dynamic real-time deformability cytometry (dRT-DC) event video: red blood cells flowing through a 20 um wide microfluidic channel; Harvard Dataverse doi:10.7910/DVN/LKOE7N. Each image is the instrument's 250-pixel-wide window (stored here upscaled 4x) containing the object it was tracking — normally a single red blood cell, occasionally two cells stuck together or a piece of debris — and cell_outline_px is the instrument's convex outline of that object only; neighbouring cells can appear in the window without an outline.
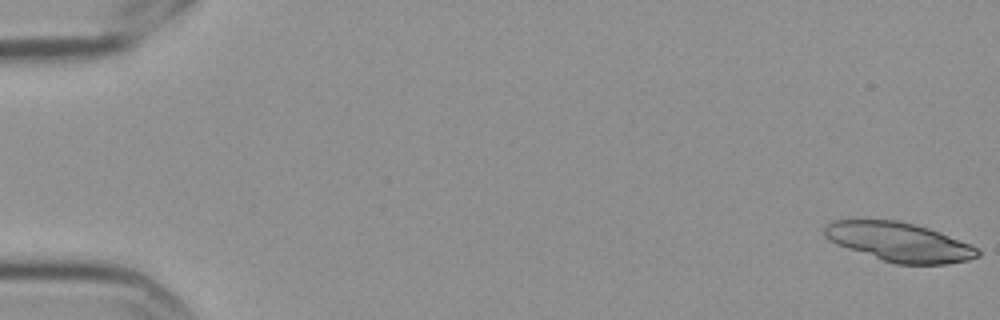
{"species": "Egyptian fruit bat (a non-hibernating species)", "species_latin": "Rousettus aegyptiacus", "temperature_condition": "cold", "stored_images_in_passage": 5, "camera_frame_rate_fps": 3000, "um_per_image_px": 0.085, "frame": {"image": 1, "passage_image": 1, "time_ms": 0.0, "image_size_px": [1000, 320], "cell_outline_px": [[980, 256], [968, 260], [948, 264], [896, 264], [836, 244], [828, 240], [824, 236], [824, 224], [832, 220], [896, 220], [928, 228], [940, 232], [980, 248]], "centroid_in_image_um": [76.44, 20.57], "position_along_channel_um": 8.6, "area_um2": 34.74}}